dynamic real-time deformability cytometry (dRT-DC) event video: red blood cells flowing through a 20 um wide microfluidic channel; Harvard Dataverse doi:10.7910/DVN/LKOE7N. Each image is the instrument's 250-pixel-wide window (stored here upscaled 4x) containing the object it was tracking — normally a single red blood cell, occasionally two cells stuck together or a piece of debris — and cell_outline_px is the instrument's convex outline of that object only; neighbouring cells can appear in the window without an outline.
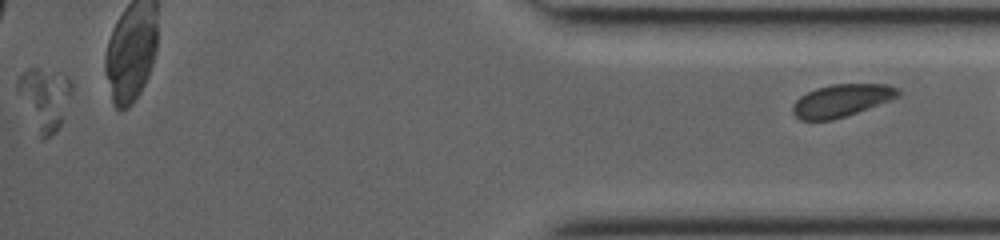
{"species": "common noctule bat (a hibernating species)", "species_latin": "Nyctalus noctula", "temperature_condition": "room temperature", "stored_images_in_passage": 29, "camera_frame_rate_fps": 3000, "um_per_image_px": 0.085, "animal": {"sex": "female", "body_mass_g": 19.0, "forearm_length_mm": 53.3}, "frame": {"image": 1, "passage_image": 29, "time_ms": 9.333, "image_size_px": [1000, 240], "cell_outline_px": [[900, 96], [856, 112], [832, 120], [800, 120], [792, 112], [792, 104], [800, 96], [816, 88], [832, 84], [888, 84], [900, 88]], "centroid_in_image_um": [71.52, 8.53], "position_along_channel_um": 363.7, "area_um2": 19.83}}